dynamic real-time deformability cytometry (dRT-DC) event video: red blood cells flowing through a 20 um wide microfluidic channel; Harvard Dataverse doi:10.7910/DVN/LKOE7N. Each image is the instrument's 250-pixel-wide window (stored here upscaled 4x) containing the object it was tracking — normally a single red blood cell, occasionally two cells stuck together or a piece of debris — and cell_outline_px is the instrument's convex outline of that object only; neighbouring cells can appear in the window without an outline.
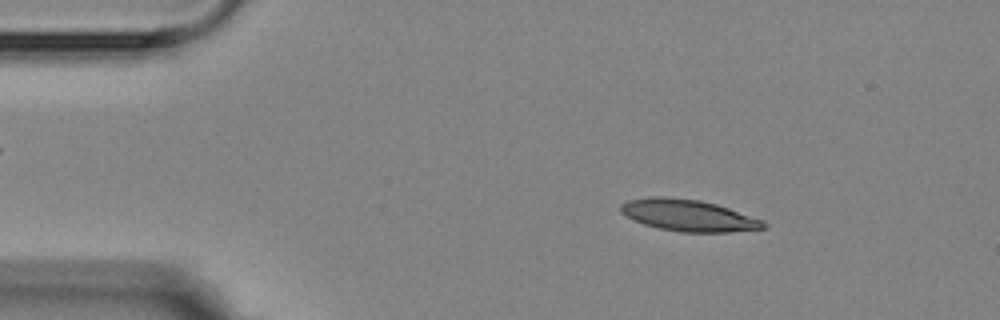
{"species": "Egyptian fruit bat (a non-hibernating species)", "species_latin": "Rousettus aegyptiacus", "temperature_condition": "room temperature", "stored_images_in_passage": 4, "camera_frame_rate_fps": 3000, "um_per_image_px": 0.085, "animal": {"sex": "female"}, "frame": {"image": 1, "passage_image": 2, "time_ms": 1.333, "image_size_px": [1000, 320], "cell_outline_px": [[768, 228], [728, 232], [680, 232], [660, 228], [644, 224], [620, 212], [620, 204], [628, 200], [648, 196], [664, 196], [700, 200], [716, 204], [764, 220], [768, 224]], "centroid_in_image_um": [58.54, 18.3], "position_along_channel_um": 26.5, "area_um2": 26.36}}